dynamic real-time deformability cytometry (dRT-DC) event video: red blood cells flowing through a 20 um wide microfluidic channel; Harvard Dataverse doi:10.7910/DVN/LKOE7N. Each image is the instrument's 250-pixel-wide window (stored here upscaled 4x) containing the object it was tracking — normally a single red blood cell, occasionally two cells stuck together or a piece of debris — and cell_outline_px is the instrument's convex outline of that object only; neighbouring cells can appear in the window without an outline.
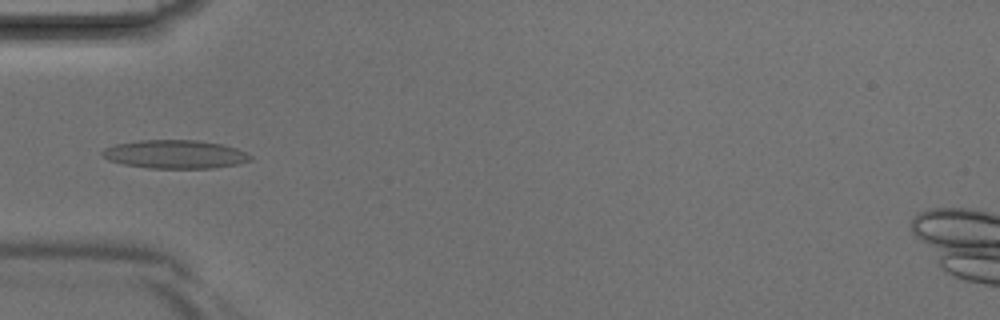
{"species": "Egyptian fruit bat (a non-hibernating species)", "species_latin": "Rousettus aegyptiacus", "temperature_condition": "room temperature", "stored_images_in_passage": 35, "camera_frame_rate_fps": 3000, "um_per_image_px": 0.085, "animal": {"sex": "male"}, "frame": {"image": 1, "passage_image": 7, "time_ms": 2.0, "image_size_px": [1000, 320], "cell_outline_px": [[252, 160], [236, 164], [212, 168], [148, 168], [124, 164], [108, 160], [100, 156], [100, 152], [104, 148], [116, 144], [140, 140], [196, 140], [220, 144], [236, 148], [252, 156]], "centroid_in_image_um": [14.83, 13.11], "position_along_channel_um": 70.2, "area_um2": 24.51}}
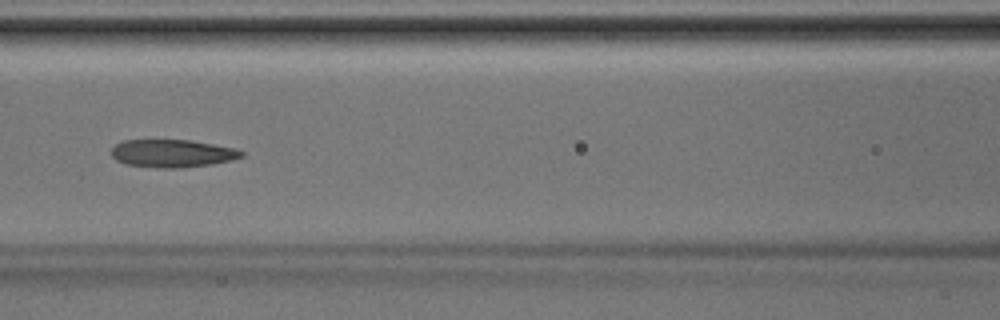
{"frame": {"image": 2, "passage_image": 12, "time_ms": 3.667, "image_size_px": [1000, 320], "cell_outline_px": [[244, 156], [232, 160], [212, 164], [180, 168], [160, 168], [124, 164], [116, 160], [112, 156], [112, 148], [116, 144], [124, 140], [192, 140], [232, 148], [244, 152]], "centroid_in_image_um": [14.63, 13.04], "position_along_channel_um": 152.0, "area_um2": 21.04}}
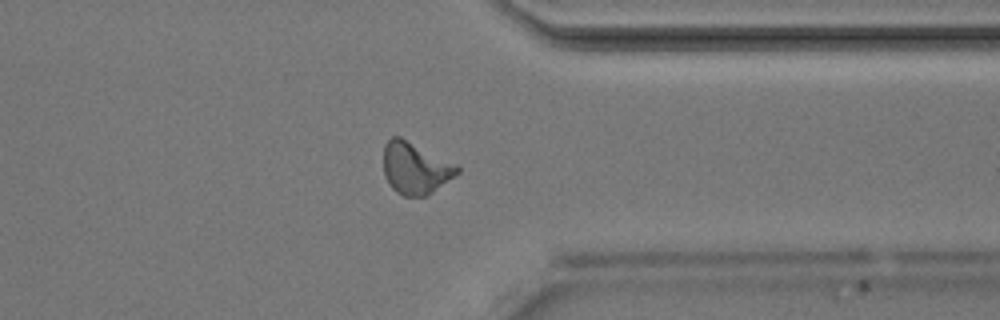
{"frame": {"image": 3, "passage_image": 26, "time_ms": 8.333, "image_size_px": [1000, 320], "cell_outline_px": [[460, 172], [432, 192], [424, 196], [404, 196], [396, 192], [392, 188], [384, 176], [384, 144], [392, 136], [400, 136], [456, 164], [460, 168]], "centroid_in_image_um": [35.28, 14.28], "position_along_channel_um": 376.1, "area_um2": 22.14}}